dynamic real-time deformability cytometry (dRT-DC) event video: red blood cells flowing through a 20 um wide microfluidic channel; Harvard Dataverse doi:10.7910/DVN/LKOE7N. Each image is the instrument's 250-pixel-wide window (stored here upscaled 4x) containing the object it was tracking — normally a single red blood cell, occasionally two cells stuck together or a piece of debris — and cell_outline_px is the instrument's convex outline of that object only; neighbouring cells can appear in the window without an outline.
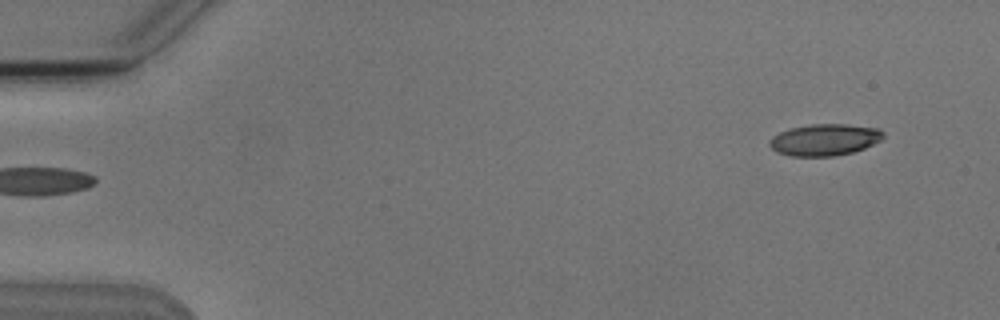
{"species": "Egyptian fruit bat (a non-hibernating species)", "species_latin": "Rousettus aegyptiacus", "temperature_condition": "cold", "stored_images_in_passage": 2, "camera_frame_rate_fps": 3000, "um_per_image_px": 0.085, "animal": {"sex": "male"}, "frame": {"image": 1, "passage_image": 2, "time_ms": 2.0, "image_size_px": [1000, 320], "cell_outline_px": [[884, 136], [880, 140], [864, 148], [852, 152], [832, 156], [792, 156], [776, 152], [768, 144], [768, 140], [772, 136], [780, 132], [792, 128], [812, 124], [844, 124], [880, 128], [884, 132]], "centroid_in_image_um": [70.08, 11.87], "position_along_channel_um": 14.9, "area_um2": 20.92}}